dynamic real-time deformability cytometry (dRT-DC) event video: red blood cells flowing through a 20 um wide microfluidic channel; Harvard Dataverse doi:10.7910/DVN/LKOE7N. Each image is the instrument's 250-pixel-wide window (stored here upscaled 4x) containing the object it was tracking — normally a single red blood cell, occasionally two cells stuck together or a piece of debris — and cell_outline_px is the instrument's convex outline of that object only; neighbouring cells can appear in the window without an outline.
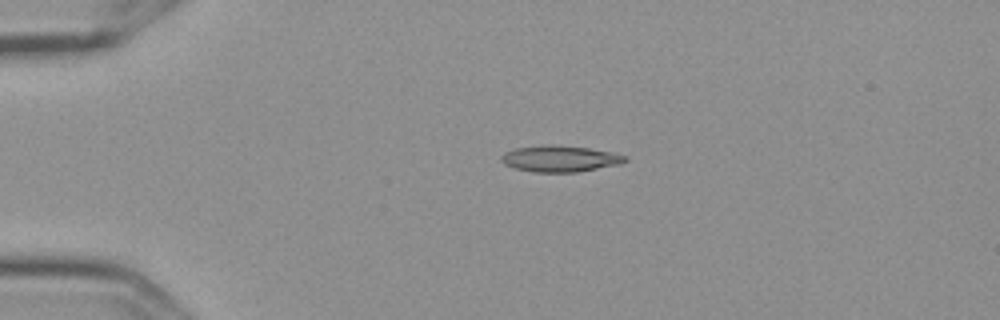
{"species": "Egyptian fruit bat (a non-hibernating species)", "species_latin": "Rousettus aegyptiacus", "temperature_condition": "cold", "stored_images_in_passage": 4, "camera_frame_rate_fps": 3000, "um_per_image_px": 0.085, "frame": {"image": 1, "passage_image": 3, "time_ms": 0.667, "image_size_px": [1000, 320], "cell_outline_px": [[628, 160], [620, 164], [576, 172], [532, 172], [512, 168], [504, 164], [500, 160], [500, 156], [504, 152], [516, 148], [588, 148], [612, 152], [628, 156]], "centroid_in_image_um": [47.61, 13.55], "position_along_channel_um": 37.4, "area_um2": 18.03}}